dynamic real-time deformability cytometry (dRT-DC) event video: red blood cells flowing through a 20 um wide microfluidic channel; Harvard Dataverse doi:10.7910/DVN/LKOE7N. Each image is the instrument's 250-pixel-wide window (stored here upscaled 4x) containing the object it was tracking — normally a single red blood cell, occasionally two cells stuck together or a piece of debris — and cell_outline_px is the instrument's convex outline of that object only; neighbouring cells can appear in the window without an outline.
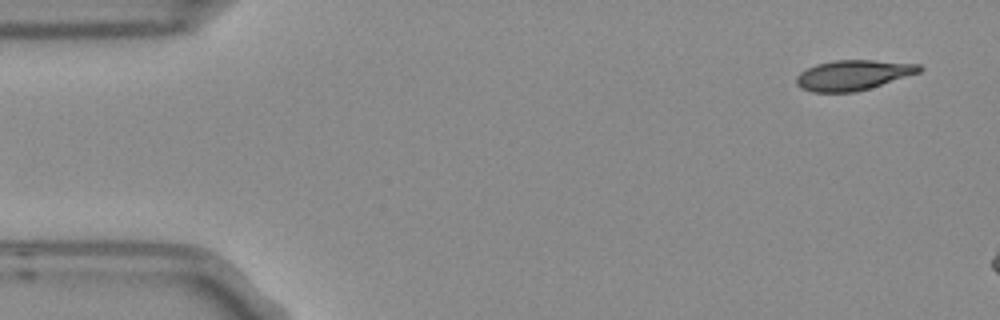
{"species": "Egyptian fruit bat (a non-hibernating species)", "species_latin": "Rousettus aegyptiacus", "temperature_condition": "room temperature", "stored_images_in_passage": 3, "camera_frame_rate_fps": 3000, "um_per_image_px": 0.085, "frame": {"image": 1, "passage_image": 1, "time_ms": 0.0, "image_size_px": [1000, 320], "cell_outline_px": [[924, 68], [920, 72], [856, 92], [812, 92], [800, 88], [796, 84], [796, 76], [800, 72], [816, 64], [832, 60], [872, 60], [920, 64]], "centroid_in_image_um": [72.49, 6.38], "position_along_channel_um": 12.5, "area_um2": 21.56}}